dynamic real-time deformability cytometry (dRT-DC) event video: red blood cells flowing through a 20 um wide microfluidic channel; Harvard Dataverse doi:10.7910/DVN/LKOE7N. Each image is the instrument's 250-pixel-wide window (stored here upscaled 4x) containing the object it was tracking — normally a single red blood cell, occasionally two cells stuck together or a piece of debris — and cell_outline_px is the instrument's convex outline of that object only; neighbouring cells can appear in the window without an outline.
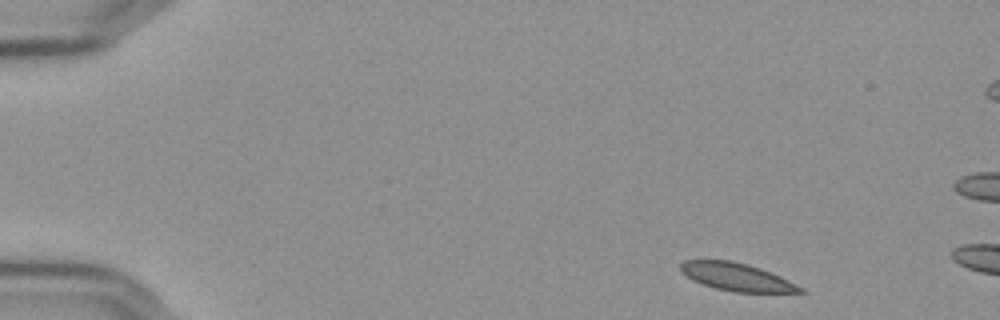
{"species": "Egyptian fruit bat (a non-hibernating species)", "species_latin": "Rousettus aegyptiacus", "temperature_condition": "cold", "stored_images_in_passage": 2, "camera_frame_rate_fps": 3000, "um_per_image_px": 0.085, "frame": {"image": 1, "passage_image": 1, "time_ms": 0.0, "image_size_px": [1000, 320], "cell_outline_px": [[808, 292], [732, 292], [716, 288], [692, 280], [680, 272], [680, 264], [684, 260], [728, 260], [760, 268], [780, 276], [804, 288]], "centroid_in_image_um": [62.6, 23.54], "position_along_channel_um": 22.4, "area_um2": 19.19}}